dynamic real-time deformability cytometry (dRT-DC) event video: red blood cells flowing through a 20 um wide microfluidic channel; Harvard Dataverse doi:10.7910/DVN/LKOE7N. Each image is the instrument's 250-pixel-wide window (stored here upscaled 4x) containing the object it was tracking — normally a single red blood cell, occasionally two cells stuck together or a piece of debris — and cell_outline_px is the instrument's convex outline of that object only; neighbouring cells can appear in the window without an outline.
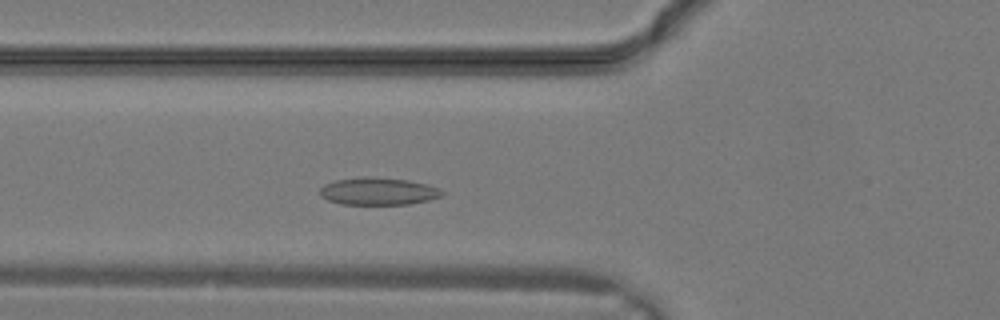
{"species": "common noctule bat (a hibernating species)", "species_latin": "Nyctalus noctula", "temperature_condition": "warm", "stored_images_in_passage": 26, "camera_frame_rate_fps": 3000, "um_per_image_px": 0.085, "animal": {"sex": "male", "body_mass_g": 19.2, "forearm_length_mm": 51.8}, "frame": {"image": 1, "passage_image": 7, "time_ms": 2.0, "image_size_px": [1000, 320], "cell_outline_px": [[444, 192], [440, 196], [428, 200], [408, 204], [340, 204], [328, 200], [320, 196], [320, 188], [324, 184], [336, 180], [368, 176], [408, 180], [428, 184], [440, 188]], "centroid_in_image_um": [32.14, 16.25], "position_along_channel_um": 93.7, "area_um2": 19.48}}
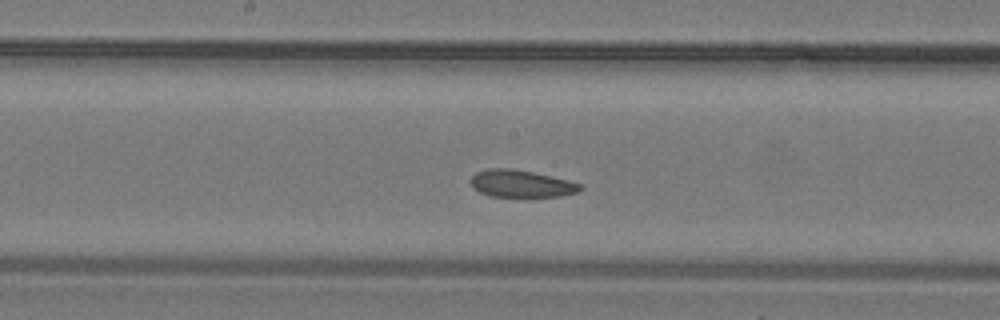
{"frame": {"image": 2, "passage_image": 12, "time_ms": 3.667, "image_size_px": [1000, 320], "cell_outline_px": [[584, 188], [576, 192], [560, 196], [532, 200], [528, 200], [492, 196], [480, 192], [472, 188], [472, 176], [476, 172], [488, 168], [512, 168], [532, 172], [568, 180], [584, 184]], "centroid_in_image_um": [44.35, 15.67], "position_along_channel_um": 203.9, "area_um2": 18.26}}
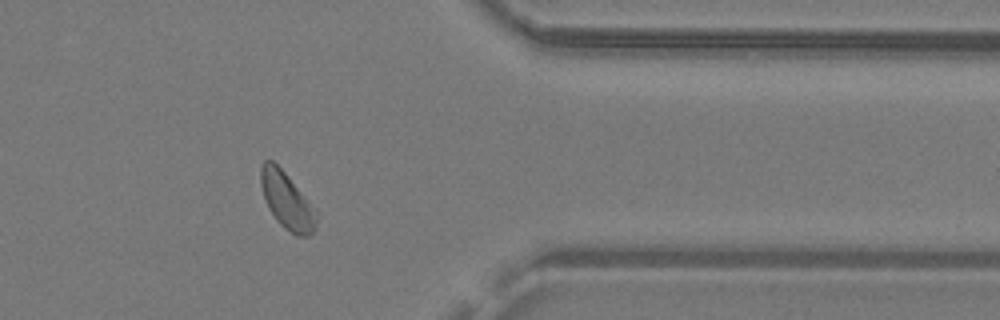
{"frame": {"image": 3, "passage_image": 21, "time_ms": 6.667, "image_size_px": [1000, 320], "cell_outline_px": [[320, 212], [316, 228], [308, 236], [296, 236], [284, 228], [276, 220], [268, 208], [260, 184], [260, 164], [264, 160], [272, 160], [284, 172]], "centroid_in_image_um": [24.42, 17.08], "position_along_channel_um": 387.0, "area_um2": 18.73}}